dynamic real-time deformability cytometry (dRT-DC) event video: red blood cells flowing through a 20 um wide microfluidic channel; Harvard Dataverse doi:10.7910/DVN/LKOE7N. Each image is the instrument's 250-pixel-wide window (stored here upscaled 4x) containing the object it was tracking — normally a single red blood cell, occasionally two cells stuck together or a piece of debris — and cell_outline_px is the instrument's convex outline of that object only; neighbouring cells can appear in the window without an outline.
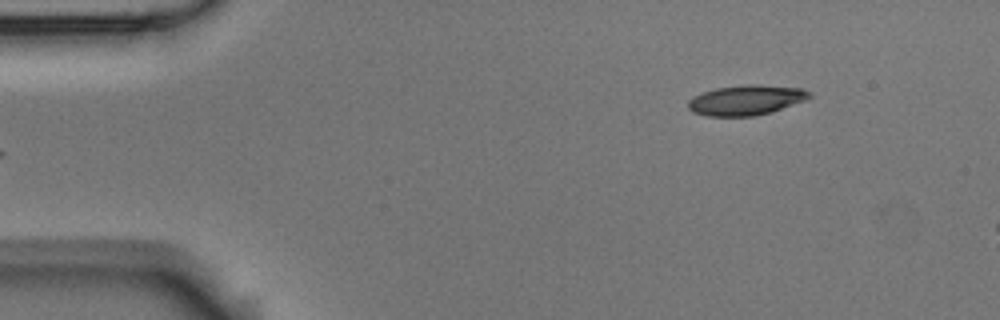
{"species": "Egyptian fruit bat (a non-hibernating species)", "species_latin": "Rousettus aegyptiacus", "temperature_condition": "room temperature", "stored_images_in_passage": 5, "segment_of_instrument_passage": [2, 2], "camera_frame_rate_fps": 3000, "um_per_image_px": 0.085, "animal": {"sex": "male"}, "frame": {"image": 1, "passage_image": 5, "time_ms": 1.333, "image_size_px": [1000, 320], "cell_outline_px": [[812, 96], [808, 100], [772, 112], [752, 116], [708, 116], [692, 112], [688, 108], [688, 100], [692, 96], [716, 88], [748, 84], [756, 84], [800, 88], [812, 92]], "centroid_in_image_um": [63.45, 8.51], "position_along_channel_um": 21.6, "area_um2": 21.44}}